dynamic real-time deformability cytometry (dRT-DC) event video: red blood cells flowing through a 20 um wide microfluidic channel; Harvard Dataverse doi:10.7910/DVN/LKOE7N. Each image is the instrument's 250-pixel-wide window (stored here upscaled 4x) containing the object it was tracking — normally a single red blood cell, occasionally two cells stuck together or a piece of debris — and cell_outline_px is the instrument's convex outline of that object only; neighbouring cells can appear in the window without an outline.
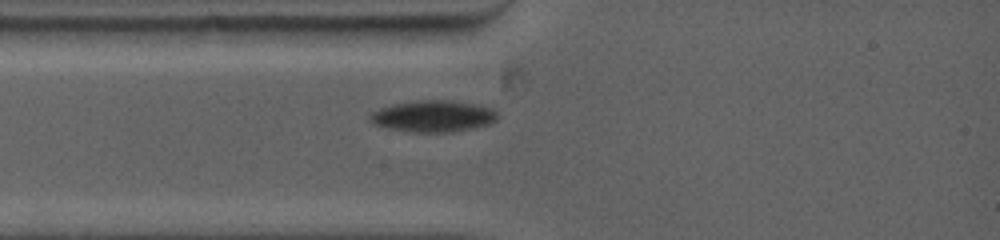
{"species": "common noctule bat (a hibernating species)", "species_latin": "Nyctalus noctula", "temperature_condition": "warm", "stored_images_in_passage": 39, "camera_frame_rate_fps": 5000, "um_per_image_px": 0.085, "animal": {"sex": "female", "body_mass_g": 19.0, "forearm_length_mm": 53.3}, "frame": {"image": 1, "passage_image": 1, "time_ms": 0.0, "image_size_px": [1000, 240], "cell_outline_px": [[496, 120], [488, 124], [452, 132], [412, 132], [388, 128], [372, 124], [368, 120], [368, 116], [372, 112], [380, 108], [392, 104], [412, 100], [452, 100], [492, 108], [496, 112]], "centroid_in_image_um": [36.74, 9.87], "position_along_channel_um": 48.3, "area_um2": 23.41}}
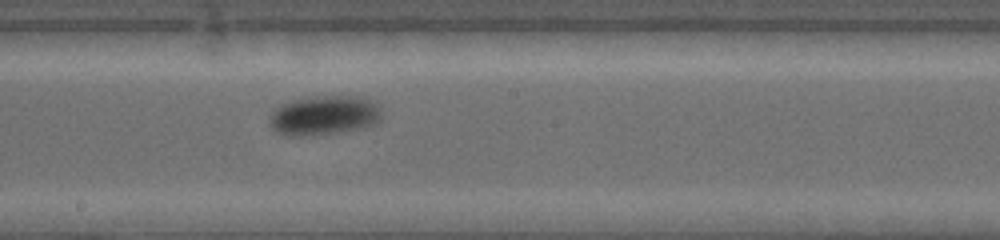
{"frame": {"image": 2, "passage_image": 16, "time_ms": 4.6, "image_size_px": [1000, 240], "cell_outline_px": [[380, 120], [376, 124], [360, 128], [332, 132], [300, 136], [292, 136], [276, 132], [272, 128], [272, 112], [276, 108], [284, 104], [296, 100], [324, 96], [360, 96], [376, 104], [380, 112]], "centroid_in_image_um": [27.58, 9.81], "position_along_channel_um": 220.6, "area_um2": 24.85}}
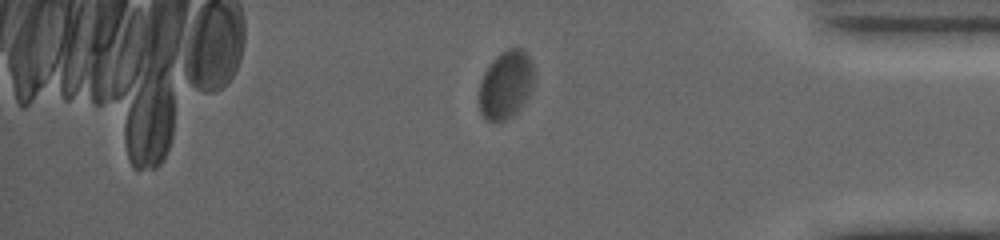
{"frame": {"image": 3, "passage_image": 33, "time_ms": 9.8, "image_size_px": [1000, 240], "cell_outline_px": [[536, 76], [532, 88], [528, 96], [516, 112], [512, 116], [504, 120], [484, 120], [480, 112], [480, 80], [484, 72], [492, 60], [496, 56], [508, 48], [524, 48], [532, 60]], "centroid_in_image_um": [43.03, 7.16], "position_along_channel_um": 392.2, "area_um2": 22.02}}